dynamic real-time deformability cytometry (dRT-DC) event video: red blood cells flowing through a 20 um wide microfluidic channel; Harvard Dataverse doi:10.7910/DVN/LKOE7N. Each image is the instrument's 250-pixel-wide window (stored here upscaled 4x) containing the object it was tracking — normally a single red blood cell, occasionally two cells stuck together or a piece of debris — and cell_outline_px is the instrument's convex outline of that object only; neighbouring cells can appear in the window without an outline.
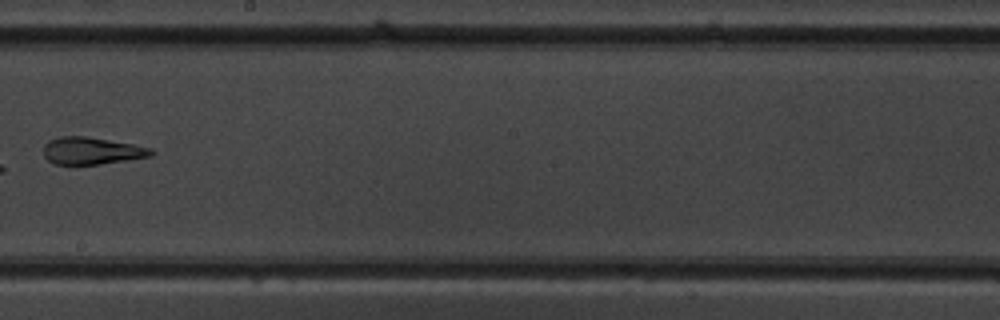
{"species": "common noctule bat (a hibernating species)", "species_latin": "Nyctalus noctula", "temperature_condition": "warm", "stored_images_in_passage": 8, "camera_frame_rate_fps": 3000, "um_per_image_px": 0.085, "animal": {"sex": "male", "body_mass_g": 19.5, "forearm_length_mm": 54.6}, "frame": {"image": 1, "passage_image": 8, "time_ms": 8.0, "image_size_px": [1000, 320], "cell_outline_px": [[156, 152], [152, 156], [100, 164], [56, 164], [48, 160], [44, 156], [44, 144], [48, 140], [60, 136], [88, 136], [132, 144], [152, 148]], "centroid_in_image_um": [7.8, 12.81], "position_along_channel_um": 240.4, "area_um2": 17.11}}